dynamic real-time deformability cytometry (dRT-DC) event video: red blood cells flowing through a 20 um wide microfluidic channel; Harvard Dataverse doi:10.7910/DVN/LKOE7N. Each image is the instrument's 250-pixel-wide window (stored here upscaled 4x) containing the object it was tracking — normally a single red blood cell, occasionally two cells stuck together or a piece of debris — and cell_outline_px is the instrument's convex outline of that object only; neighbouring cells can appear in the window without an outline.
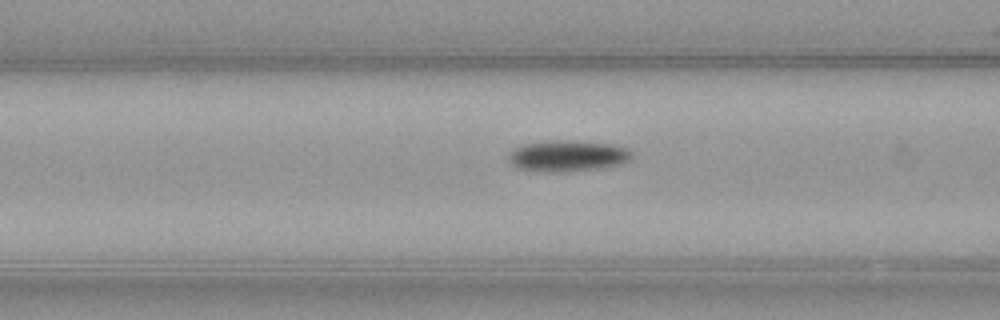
{"species": "common noctule bat (a hibernating species)", "species_latin": "Nyctalus noctula", "temperature_condition": "warm", "stored_images_in_passage": 38, "camera_frame_rate_fps": 3000, "um_per_image_px": 0.085, "animal": {"sex": "female", "body_mass_g": 21.9}, "frame": {"image": 1, "passage_image": 12, "time_ms": 3.667, "image_size_px": [1000, 320], "cell_outline_px": [[632, 156], [624, 164], [604, 168], [560, 172], [548, 172], [516, 168], [508, 160], [508, 152], [524, 144], [552, 140], [576, 140], [612, 144], [628, 148], [632, 152]], "centroid_in_image_um": [48.27, 13.25], "position_along_channel_um": 118.3, "area_um2": 22.72}}
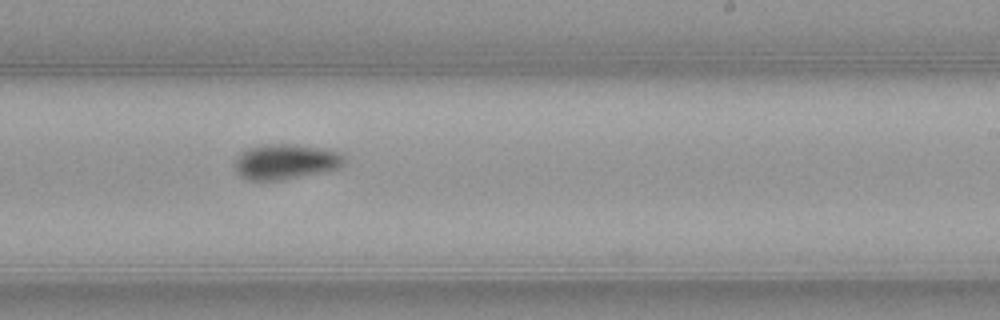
{"frame": {"image": 2, "passage_image": 23, "time_ms": 7.333, "image_size_px": [1000, 320], "cell_outline_px": [[344, 164], [340, 168], [324, 172], [284, 180], [248, 180], [240, 176], [236, 172], [236, 160], [240, 152], [248, 148], [260, 144], [296, 144], [324, 148], [340, 152], [344, 156]], "centroid_in_image_um": [24.3, 13.74], "position_along_channel_um": 264.7, "area_um2": 22.83}}
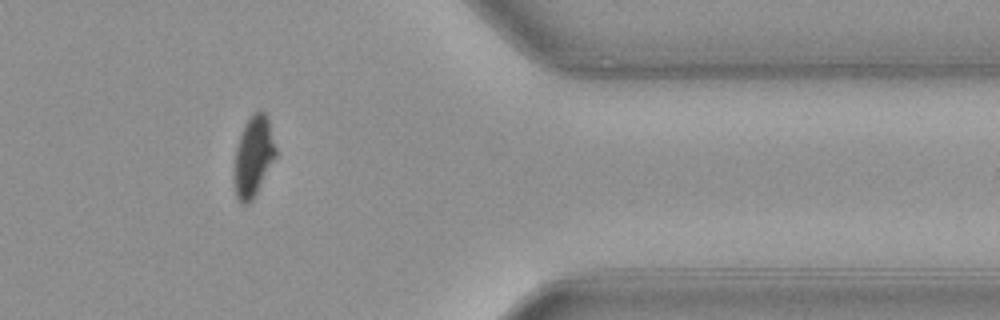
{"frame": {"image": 3, "passage_image": 34, "time_ms": 11.0, "image_size_px": [1000, 320], "cell_outline_px": [[276, 156], [252, 200], [248, 204], [244, 204], [236, 196], [236, 148], [244, 124], [252, 112], [264, 112], [268, 120], [276, 148]], "centroid_in_image_um": [21.56, 13.25], "position_along_channel_um": 389.8, "area_um2": 18.67}}